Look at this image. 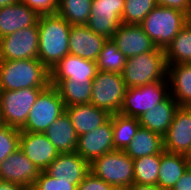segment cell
I'll return each instance as SVG.
<instances>
[{"instance_id": "1", "label": "cell", "mask_w": 191, "mask_h": 190, "mask_svg": "<svg viewBox=\"0 0 191 190\" xmlns=\"http://www.w3.org/2000/svg\"><path fill=\"white\" fill-rule=\"evenodd\" d=\"M38 60L49 70L69 54L71 25L57 14L40 15L38 19Z\"/></svg>"}, {"instance_id": "2", "label": "cell", "mask_w": 191, "mask_h": 190, "mask_svg": "<svg viewBox=\"0 0 191 190\" xmlns=\"http://www.w3.org/2000/svg\"><path fill=\"white\" fill-rule=\"evenodd\" d=\"M50 70L38 59L0 61L1 91L47 88Z\"/></svg>"}, {"instance_id": "3", "label": "cell", "mask_w": 191, "mask_h": 190, "mask_svg": "<svg viewBox=\"0 0 191 190\" xmlns=\"http://www.w3.org/2000/svg\"><path fill=\"white\" fill-rule=\"evenodd\" d=\"M167 66L165 50L157 47L127 58L121 75L127 88L144 86L167 79Z\"/></svg>"}, {"instance_id": "4", "label": "cell", "mask_w": 191, "mask_h": 190, "mask_svg": "<svg viewBox=\"0 0 191 190\" xmlns=\"http://www.w3.org/2000/svg\"><path fill=\"white\" fill-rule=\"evenodd\" d=\"M190 20L182 11L157 5L140 25L155 45L165 50Z\"/></svg>"}, {"instance_id": "5", "label": "cell", "mask_w": 191, "mask_h": 190, "mask_svg": "<svg viewBox=\"0 0 191 190\" xmlns=\"http://www.w3.org/2000/svg\"><path fill=\"white\" fill-rule=\"evenodd\" d=\"M90 172L114 187H130L134 183V164L124 151L114 150L89 164Z\"/></svg>"}, {"instance_id": "6", "label": "cell", "mask_w": 191, "mask_h": 190, "mask_svg": "<svg viewBox=\"0 0 191 190\" xmlns=\"http://www.w3.org/2000/svg\"><path fill=\"white\" fill-rule=\"evenodd\" d=\"M66 106L57 89L49 85L39 95L20 131L44 133L64 112Z\"/></svg>"}, {"instance_id": "7", "label": "cell", "mask_w": 191, "mask_h": 190, "mask_svg": "<svg viewBox=\"0 0 191 190\" xmlns=\"http://www.w3.org/2000/svg\"><path fill=\"white\" fill-rule=\"evenodd\" d=\"M126 89L121 74L98 70L92 82L90 104L107 111L110 115L118 114L123 105Z\"/></svg>"}, {"instance_id": "8", "label": "cell", "mask_w": 191, "mask_h": 190, "mask_svg": "<svg viewBox=\"0 0 191 190\" xmlns=\"http://www.w3.org/2000/svg\"><path fill=\"white\" fill-rule=\"evenodd\" d=\"M167 82L168 80H164L127 88L119 114L139 118L170 95V90H167L169 87Z\"/></svg>"}, {"instance_id": "9", "label": "cell", "mask_w": 191, "mask_h": 190, "mask_svg": "<svg viewBox=\"0 0 191 190\" xmlns=\"http://www.w3.org/2000/svg\"><path fill=\"white\" fill-rule=\"evenodd\" d=\"M45 88H26L1 91L0 111L3 125L21 128L38 95Z\"/></svg>"}, {"instance_id": "10", "label": "cell", "mask_w": 191, "mask_h": 190, "mask_svg": "<svg viewBox=\"0 0 191 190\" xmlns=\"http://www.w3.org/2000/svg\"><path fill=\"white\" fill-rule=\"evenodd\" d=\"M38 25L18 30L0 38V61L38 59Z\"/></svg>"}, {"instance_id": "11", "label": "cell", "mask_w": 191, "mask_h": 190, "mask_svg": "<svg viewBox=\"0 0 191 190\" xmlns=\"http://www.w3.org/2000/svg\"><path fill=\"white\" fill-rule=\"evenodd\" d=\"M125 0H92L90 18L86 26L96 34L111 39L122 24Z\"/></svg>"}, {"instance_id": "12", "label": "cell", "mask_w": 191, "mask_h": 190, "mask_svg": "<svg viewBox=\"0 0 191 190\" xmlns=\"http://www.w3.org/2000/svg\"><path fill=\"white\" fill-rule=\"evenodd\" d=\"M164 150L185 154L191 158V107L179 106L166 134L163 136Z\"/></svg>"}, {"instance_id": "13", "label": "cell", "mask_w": 191, "mask_h": 190, "mask_svg": "<svg viewBox=\"0 0 191 190\" xmlns=\"http://www.w3.org/2000/svg\"><path fill=\"white\" fill-rule=\"evenodd\" d=\"M114 150L112 115L102 126L78 137L76 152L89 164Z\"/></svg>"}, {"instance_id": "14", "label": "cell", "mask_w": 191, "mask_h": 190, "mask_svg": "<svg viewBox=\"0 0 191 190\" xmlns=\"http://www.w3.org/2000/svg\"><path fill=\"white\" fill-rule=\"evenodd\" d=\"M40 172L20 148L0 163V180L23 187L33 186Z\"/></svg>"}, {"instance_id": "15", "label": "cell", "mask_w": 191, "mask_h": 190, "mask_svg": "<svg viewBox=\"0 0 191 190\" xmlns=\"http://www.w3.org/2000/svg\"><path fill=\"white\" fill-rule=\"evenodd\" d=\"M111 39L126 58L154 51L157 48L155 43L145 34L142 26L137 24L122 23Z\"/></svg>"}, {"instance_id": "16", "label": "cell", "mask_w": 191, "mask_h": 190, "mask_svg": "<svg viewBox=\"0 0 191 190\" xmlns=\"http://www.w3.org/2000/svg\"><path fill=\"white\" fill-rule=\"evenodd\" d=\"M19 148L40 171H44L59 155L44 133L21 131Z\"/></svg>"}, {"instance_id": "17", "label": "cell", "mask_w": 191, "mask_h": 190, "mask_svg": "<svg viewBox=\"0 0 191 190\" xmlns=\"http://www.w3.org/2000/svg\"><path fill=\"white\" fill-rule=\"evenodd\" d=\"M106 41L105 36L96 34L86 25H72L69 33V54L96 61Z\"/></svg>"}, {"instance_id": "18", "label": "cell", "mask_w": 191, "mask_h": 190, "mask_svg": "<svg viewBox=\"0 0 191 190\" xmlns=\"http://www.w3.org/2000/svg\"><path fill=\"white\" fill-rule=\"evenodd\" d=\"M44 171L51 177L71 181V184H79L90 172V169L89 163L75 151L59 153Z\"/></svg>"}, {"instance_id": "19", "label": "cell", "mask_w": 191, "mask_h": 190, "mask_svg": "<svg viewBox=\"0 0 191 190\" xmlns=\"http://www.w3.org/2000/svg\"><path fill=\"white\" fill-rule=\"evenodd\" d=\"M39 14L19 0L0 7V38L38 23Z\"/></svg>"}, {"instance_id": "20", "label": "cell", "mask_w": 191, "mask_h": 190, "mask_svg": "<svg viewBox=\"0 0 191 190\" xmlns=\"http://www.w3.org/2000/svg\"><path fill=\"white\" fill-rule=\"evenodd\" d=\"M97 72L96 61L68 54L50 70V80H93Z\"/></svg>"}, {"instance_id": "21", "label": "cell", "mask_w": 191, "mask_h": 190, "mask_svg": "<svg viewBox=\"0 0 191 190\" xmlns=\"http://www.w3.org/2000/svg\"><path fill=\"white\" fill-rule=\"evenodd\" d=\"M65 112L70 117L78 137L102 126L111 117L107 111L90 103L67 106Z\"/></svg>"}, {"instance_id": "22", "label": "cell", "mask_w": 191, "mask_h": 190, "mask_svg": "<svg viewBox=\"0 0 191 190\" xmlns=\"http://www.w3.org/2000/svg\"><path fill=\"white\" fill-rule=\"evenodd\" d=\"M190 166L191 158L187 155L163 150L157 186L162 190H171Z\"/></svg>"}, {"instance_id": "23", "label": "cell", "mask_w": 191, "mask_h": 190, "mask_svg": "<svg viewBox=\"0 0 191 190\" xmlns=\"http://www.w3.org/2000/svg\"><path fill=\"white\" fill-rule=\"evenodd\" d=\"M178 108V103L170 94L164 101L159 102L155 107L143 113L138 118L139 124L163 137L169 129Z\"/></svg>"}, {"instance_id": "24", "label": "cell", "mask_w": 191, "mask_h": 190, "mask_svg": "<svg viewBox=\"0 0 191 190\" xmlns=\"http://www.w3.org/2000/svg\"><path fill=\"white\" fill-rule=\"evenodd\" d=\"M44 134L59 153H73L76 151L78 135L66 112L54 121Z\"/></svg>"}, {"instance_id": "25", "label": "cell", "mask_w": 191, "mask_h": 190, "mask_svg": "<svg viewBox=\"0 0 191 190\" xmlns=\"http://www.w3.org/2000/svg\"><path fill=\"white\" fill-rule=\"evenodd\" d=\"M168 83L172 98L179 106L191 107V63L167 64ZM170 80V81H169ZM172 93H174L172 95Z\"/></svg>"}, {"instance_id": "26", "label": "cell", "mask_w": 191, "mask_h": 190, "mask_svg": "<svg viewBox=\"0 0 191 190\" xmlns=\"http://www.w3.org/2000/svg\"><path fill=\"white\" fill-rule=\"evenodd\" d=\"M93 80H50V85L54 86L65 106L90 103Z\"/></svg>"}, {"instance_id": "27", "label": "cell", "mask_w": 191, "mask_h": 190, "mask_svg": "<svg viewBox=\"0 0 191 190\" xmlns=\"http://www.w3.org/2000/svg\"><path fill=\"white\" fill-rule=\"evenodd\" d=\"M163 150V137L158 133L140 126L134 139L124 152L134 160L152 154H159Z\"/></svg>"}, {"instance_id": "28", "label": "cell", "mask_w": 191, "mask_h": 190, "mask_svg": "<svg viewBox=\"0 0 191 190\" xmlns=\"http://www.w3.org/2000/svg\"><path fill=\"white\" fill-rule=\"evenodd\" d=\"M167 64L191 63V20L165 49Z\"/></svg>"}, {"instance_id": "29", "label": "cell", "mask_w": 191, "mask_h": 190, "mask_svg": "<svg viewBox=\"0 0 191 190\" xmlns=\"http://www.w3.org/2000/svg\"><path fill=\"white\" fill-rule=\"evenodd\" d=\"M138 118L121 114L112 115L113 145L115 150L124 151L134 139L139 127Z\"/></svg>"}, {"instance_id": "30", "label": "cell", "mask_w": 191, "mask_h": 190, "mask_svg": "<svg viewBox=\"0 0 191 190\" xmlns=\"http://www.w3.org/2000/svg\"><path fill=\"white\" fill-rule=\"evenodd\" d=\"M92 0H59L56 14L71 26L86 25L90 18Z\"/></svg>"}, {"instance_id": "31", "label": "cell", "mask_w": 191, "mask_h": 190, "mask_svg": "<svg viewBox=\"0 0 191 190\" xmlns=\"http://www.w3.org/2000/svg\"><path fill=\"white\" fill-rule=\"evenodd\" d=\"M161 153L134 159V183L157 185Z\"/></svg>"}, {"instance_id": "32", "label": "cell", "mask_w": 191, "mask_h": 190, "mask_svg": "<svg viewBox=\"0 0 191 190\" xmlns=\"http://www.w3.org/2000/svg\"><path fill=\"white\" fill-rule=\"evenodd\" d=\"M127 58L118 50L112 39H107L96 60L97 69L121 74Z\"/></svg>"}, {"instance_id": "33", "label": "cell", "mask_w": 191, "mask_h": 190, "mask_svg": "<svg viewBox=\"0 0 191 190\" xmlns=\"http://www.w3.org/2000/svg\"><path fill=\"white\" fill-rule=\"evenodd\" d=\"M156 6L155 0H125L121 21L124 24L140 25Z\"/></svg>"}, {"instance_id": "34", "label": "cell", "mask_w": 191, "mask_h": 190, "mask_svg": "<svg viewBox=\"0 0 191 190\" xmlns=\"http://www.w3.org/2000/svg\"><path fill=\"white\" fill-rule=\"evenodd\" d=\"M20 129L2 125L0 127V163L20 146Z\"/></svg>"}, {"instance_id": "35", "label": "cell", "mask_w": 191, "mask_h": 190, "mask_svg": "<svg viewBox=\"0 0 191 190\" xmlns=\"http://www.w3.org/2000/svg\"><path fill=\"white\" fill-rule=\"evenodd\" d=\"M78 184H71V181L61 180L41 171L33 187L36 190H77Z\"/></svg>"}, {"instance_id": "36", "label": "cell", "mask_w": 191, "mask_h": 190, "mask_svg": "<svg viewBox=\"0 0 191 190\" xmlns=\"http://www.w3.org/2000/svg\"><path fill=\"white\" fill-rule=\"evenodd\" d=\"M39 15L56 14L59 0H19Z\"/></svg>"}, {"instance_id": "37", "label": "cell", "mask_w": 191, "mask_h": 190, "mask_svg": "<svg viewBox=\"0 0 191 190\" xmlns=\"http://www.w3.org/2000/svg\"><path fill=\"white\" fill-rule=\"evenodd\" d=\"M114 186L89 172L78 184L77 190H112Z\"/></svg>"}, {"instance_id": "38", "label": "cell", "mask_w": 191, "mask_h": 190, "mask_svg": "<svg viewBox=\"0 0 191 190\" xmlns=\"http://www.w3.org/2000/svg\"><path fill=\"white\" fill-rule=\"evenodd\" d=\"M158 6L170 7L186 13L191 18V0H155Z\"/></svg>"}, {"instance_id": "39", "label": "cell", "mask_w": 191, "mask_h": 190, "mask_svg": "<svg viewBox=\"0 0 191 190\" xmlns=\"http://www.w3.org/2000/svg\"><path fill=\"white\" fill-rule=\"evenodd\" d=\"M171 190H191V166L186 170Z\"/></svg>"}, {"instance_id": "40", "label": "cell", "mask_w": 191, "mask_h": 190, "mask_svg": "<svg viewBox=\"0 0 191 190\" xmlns=\"http://www.w3.org/2000/svg\"><path fill=\"white\" fill-rule=\"evenodd\" d=\"M23 188L24 187L19 184L0 180V190H23Z\"/></svg>"}, {"instance_id": "41", "label": "cell", "mask_w": 191, "mask_h": 190, "mask_svg": "<svg viewBox=\"0 0 191 190\" xmlns=\"http://www.w3.org/2000/svg\"><path fill=\"white\" fill-rule=\"evenodd\" d=\"M129 190H162L157 185H145V184H138L133 183L130 187H128Z\"/></svg>"}, {"instance_id": "42", "label": "cell", "mask_w": 191, "mask_h": 190, "mask_svg": "<svg viewBox=\"0 0 191 190\" xmlns=\"http://www.w3.org/2000/svg\"><path fill=\"white\" fill-rule=\"evenodd\" d=\"M18 0H0V7L11 5L16 3Z\"/></svg>"}, {"instance_id": "43", "label": "cell", "mask_w": 191, "mask_h": 190, "mask_svg": "<svg viewBox=\"0 0 191 190\" xmlns=\"http://www.w3.org/2000/svg\"><path fill=\"white\" fill-rule=\"evenodd\" d=\"M112 190H129L128 187H114Z\"/></svg>"}, {"instance_id": "44", "label": "cell", "mask_w": 191, "mask_h": 190, "mask_svg": "<svg viewBox=\"0 0 191 190\" xmlns=\"http://www.w3.org/2000/svg\"><path fill=\"white\" fill-rule=\"evenodd\" d=\"M23 190H36L33 186L24 187Z\"/></svg>"}, {"instance_id": "45", "label": "cell", "mask_w": 191, "mask_h": 190, "mask_svg": "<svg viewBox=\"0 0 191 190\" xmlns=\"http://www.w3.org/2000/svg\"><path fill=\"white\" fill-rule=\"evenodd\" d=\"M3 125L2 118H1V111H0V127Z\"/></svg>"}]
</instances>
